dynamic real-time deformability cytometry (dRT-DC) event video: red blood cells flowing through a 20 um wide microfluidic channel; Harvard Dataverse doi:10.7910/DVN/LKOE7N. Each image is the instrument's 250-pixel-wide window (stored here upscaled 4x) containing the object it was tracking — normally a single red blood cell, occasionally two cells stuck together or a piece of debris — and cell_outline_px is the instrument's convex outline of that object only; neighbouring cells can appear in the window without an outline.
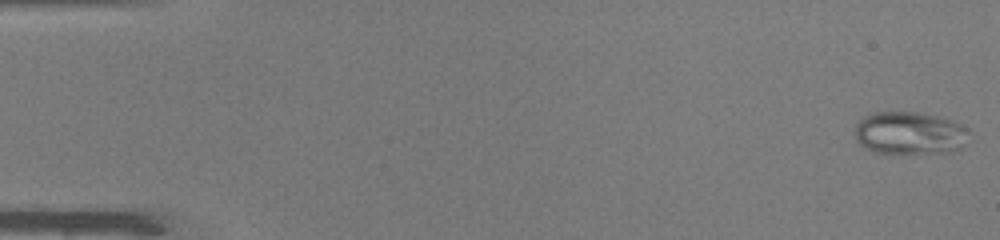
{"species": "common noctule bat (a hibernating species)", "species_latin": "Nyctalus noctula", "temperature_condition": "warm", "stored_images_in_passage": 49, "camera_frame_rate_fps": 3000, "um_per_image_px": 0.085, "animal": {"sex": "male", "body_mass_g": 19.0, "forearm_length_mm": 50.8}, "frame": {"image": 1, "passage_image": 1, "time_ms": 0.0, "image_size_px": [1000, 240], "cell_outline_px": [[972, 132], [960, 148], [952, 152], [876, 152], [860, 144], [856, 140], [856, 124], [864, 116], [876, 112], [916, 112], [936, 116], [952, 120], [968, 128]], "centroid_in_image_um": [77.36, 11.29], "position_along_channel_um": 7.6, "area_um2": 28.09}}
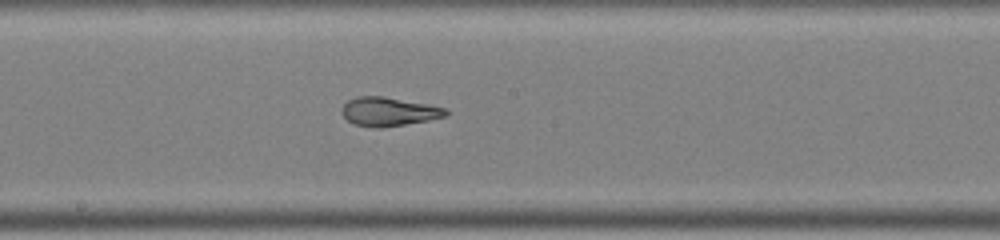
{"frame": {"image": 2, "passage_image": 27, "time_ms": 8.667, "image_size_px": [1000, 240], "cell_outline_px": [[452, 112], [448, 116], [428, 120], [380, 128], [376, 128], [356, 124], [348, 120], [340, 112], [344, 104], [348, 100], [356, 96], [384, 96], [428, 104], [448, 108]], "centroid_in_image_um": [33.09, 9.47], "position_along_channel_um": 215.1, "area_um2": 17.57}}
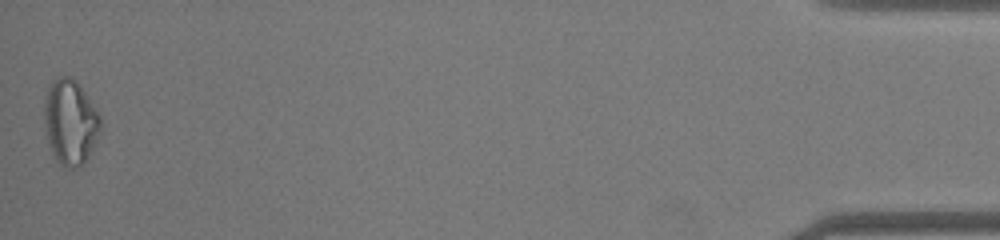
{"frame": {"image": 3, "passage_image": 49, "time_ms": 16.0, "image_size_px": [1000, 240], "cell_outline_px": [[100, 132], [88, 156], [76, 168], [68, 168], [60, 164], [56, 160], [48, 144], [44, 120], [44, 100], [48, 84], [52, 80], [60, 76], [72, 76], [76, 80], [100, 116]], "centroid_in_image_um": [5.94, 10.34], "position_along_channel_um": 429.3, "area_um2": 27.74}, "authors_computed_cell_mechanics": {"area_um2": 21.8484, "velocity_mm_per_s": 4.1304, "shape_relaxation_time_tau1_ms": null, "shape_relaxation_time_tau2_ms": 0.983, "deformation_change_tau1": null, "deformation_change_tau2": 0.0657}}